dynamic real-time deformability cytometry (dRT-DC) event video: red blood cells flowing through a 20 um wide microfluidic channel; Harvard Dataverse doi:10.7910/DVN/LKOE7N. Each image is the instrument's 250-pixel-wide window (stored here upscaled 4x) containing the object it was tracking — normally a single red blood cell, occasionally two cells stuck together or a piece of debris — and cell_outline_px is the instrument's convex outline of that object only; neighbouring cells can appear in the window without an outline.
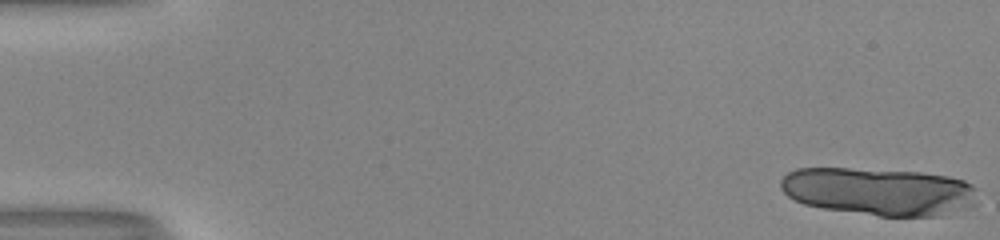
{"species": "human", "species_latin": "Homo sapiens", "temperature_condition": "room temperature", "stored_images_in_passage": 16, "camera_frame_rate_fps": 3000, "um_per_image_px": 0.085, "donor": {"sex": "male"}, "frame": {"image": 1, "passage_image": 1, "time_ms": 0.0, "image_size_px": [1000, 240], "cell_outline_px": [[976, 204], [968, 208], [940, 216], [880, 216], [824, 208], [804, 204], [788, 196], [780, 188], [780, 180], [788, 172], [796, 168], [848, 168], [920, 172], [948, 176], [964, 180], [972, 184], [976, 188]], "centroid_in_image_um": [74.73, 16.27], "position_along_channel_um": 10.3, "area_um2": 54.97}}